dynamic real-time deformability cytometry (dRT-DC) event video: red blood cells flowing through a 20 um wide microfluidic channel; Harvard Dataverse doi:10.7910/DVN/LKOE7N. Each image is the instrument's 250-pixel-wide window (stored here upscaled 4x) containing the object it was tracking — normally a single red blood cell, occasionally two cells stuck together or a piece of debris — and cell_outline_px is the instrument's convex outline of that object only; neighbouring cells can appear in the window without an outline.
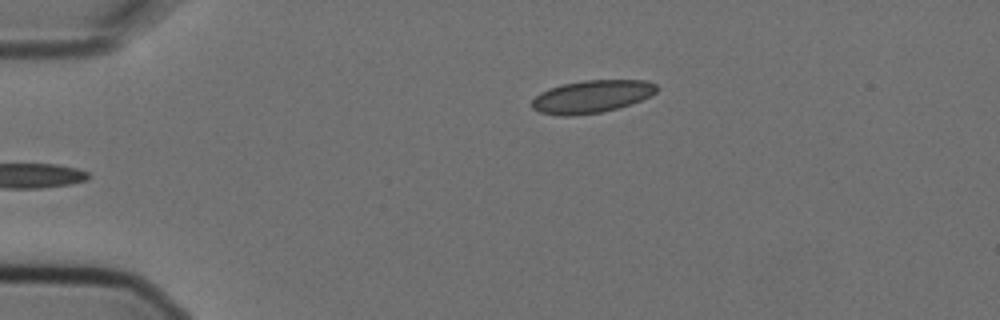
{"species": "Egyptian fruit bat (a non-hibernating species)", "species_latin": "Rousettus aegyptiacus", "temperature_condition": "cold", "stored_images_in_passage": 5, "camera_frame_rate_fps": 3000, "um_per_image_px": 0.085, "animal": {"sex": "female"}, "frame": {"image": 1, "passage_image": 5, "time_ms": 1.333, "image_size_px": [1000, 320], "cell_outline_px": [[660, 88], [656, 92], [632, 104], [604, 112], [572, 116], [560, 116], [540, 112], [532, 108], [532, 100], [540, 92], [548, 88], [564, 84], [584, 80], [644, 80], [656, 84]], "centroid_in_image_um": [50.3, 8.21], "position_along_channel_um": 34.7, "area_um2": 23.87}}